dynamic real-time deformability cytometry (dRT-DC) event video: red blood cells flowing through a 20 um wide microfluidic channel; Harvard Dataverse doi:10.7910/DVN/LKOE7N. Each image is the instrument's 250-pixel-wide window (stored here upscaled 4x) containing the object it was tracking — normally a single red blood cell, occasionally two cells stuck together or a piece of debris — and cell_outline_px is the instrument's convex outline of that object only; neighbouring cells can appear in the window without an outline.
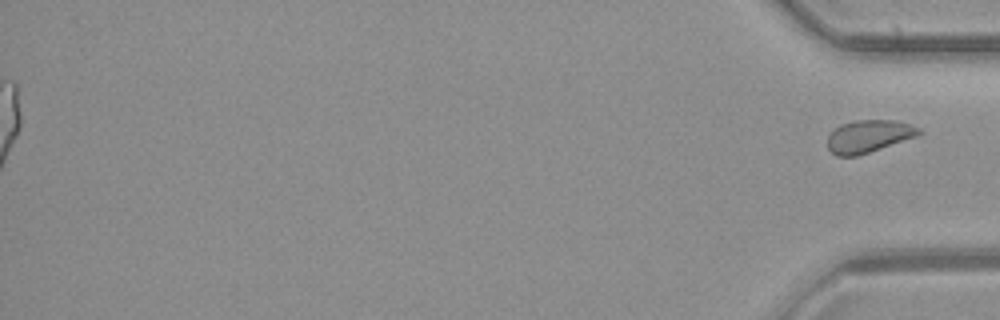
{"species": "common noctule bat (a hibernating species)", "species_latin": "Nyctalus noctula", "temperature_condition": "room temperature", "stored_images_in_passage": 47, "segment_of_instrument_passage": [2, 2], "camera_frame_rate_fps": 3000, "um_per_image_px": 0.085, "animal": {"sex": "female", "body_mass_g": 21.9}, "frame": {"image": 1, "passage_image": 47, "time_ms": 15.333, "image_size_px": [1000, 320], "cell_outline_px": [[924, 132], [916, 136], [856, 156], [836, 156], [828, 148], [828, 136], [840, 124], [856, 120], [896, 120], [920, 128]], "centroid_in_image_um": [73.83, 11.57], "position_along_channel_um": 361.4, "area_um2": 17.05}}